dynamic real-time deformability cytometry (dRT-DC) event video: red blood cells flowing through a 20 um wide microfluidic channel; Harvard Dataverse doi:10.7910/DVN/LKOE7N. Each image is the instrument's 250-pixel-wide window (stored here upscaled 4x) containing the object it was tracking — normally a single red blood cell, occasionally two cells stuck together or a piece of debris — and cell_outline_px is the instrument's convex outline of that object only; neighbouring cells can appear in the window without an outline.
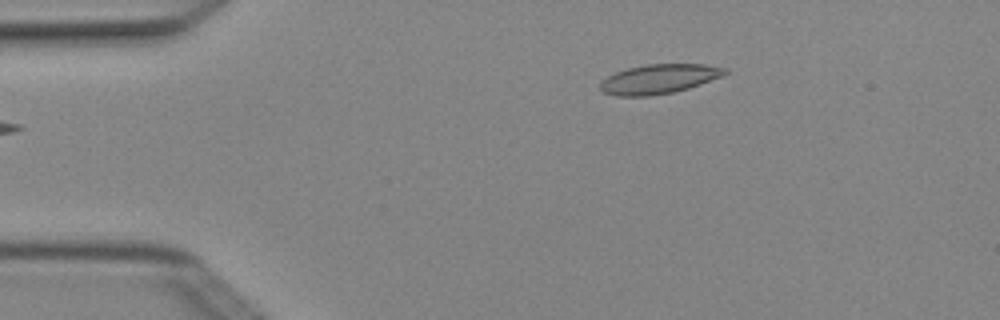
{"species": "Egyptian fruit bat (a non-hibernating species)", "species_latin": "Rousettus aegyptiacus", "temperature_condition": "cold", "stored_images_in_passage": 3, "camera_frame_rate_fps": 3000, "um_per_image_px": 0.085, "animal": {"sex": "female"}, "frame": {"image": 1, "passage_image": 1, "time_ms": 0.0, "image_size_px": [1000, 320], "cell_outline_px": [[728, 72], [720, 76], [700, 84], [688, 88], [672, 92], [648, 96], [616, 96], [604, 92], [600, 88], [600, 80], [616, 72], [628, 68], [644, 64], [704, 64], [728, 68]], "centroid_in_image_um": [55.99, 6.7], "position_along_channel_um": 29.0, "area_um2": 21.27}}
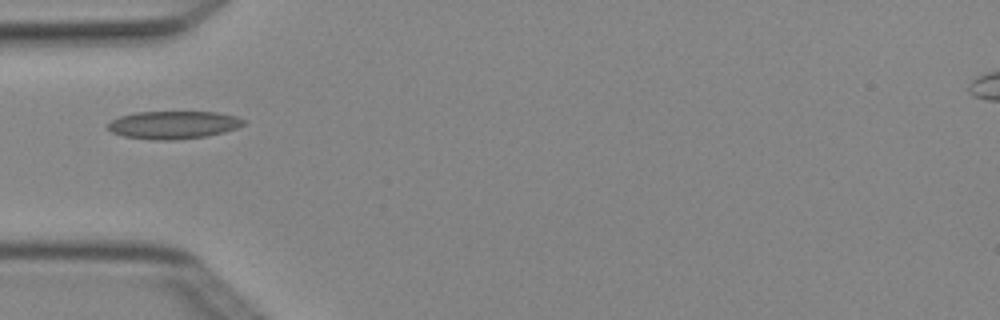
{"frame": {"image": 2, "passage_image": 3, "time_ms": 0.667, "image_size_px": [1000, 320], "cell_outline_px": [[244, 124], [236, 128], [224, 132], [204, 136], [176, 140], [152, 140], [124, 136], [112, 132], [108, 128], [108, 124], [112, 120], [120, 116], [136, 112], [216, 112], [236, 116], [244, 120]], "centroid_in_image_um": [14.73, 10.61], "position_along_channel_um": 70.3, "area_um2": 21.85}}